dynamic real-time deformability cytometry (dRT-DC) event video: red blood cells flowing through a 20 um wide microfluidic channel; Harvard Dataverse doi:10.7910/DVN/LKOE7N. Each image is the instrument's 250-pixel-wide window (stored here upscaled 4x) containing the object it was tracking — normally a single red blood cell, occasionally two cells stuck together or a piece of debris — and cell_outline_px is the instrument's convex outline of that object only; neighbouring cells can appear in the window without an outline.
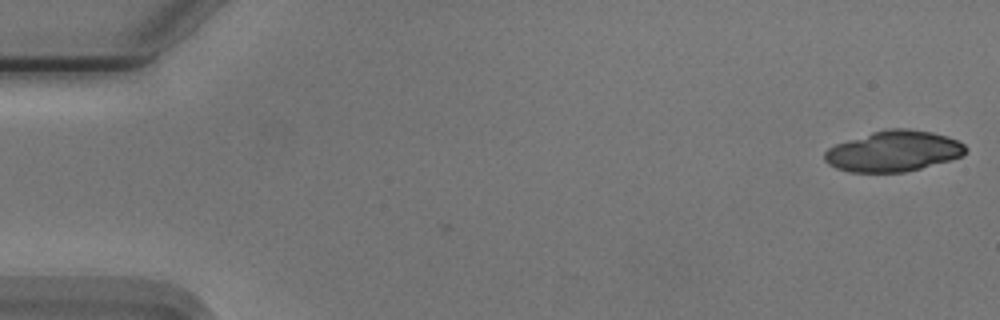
{"species": "Egyptian fruit bat (a non-hibernating species)", "species_latin": "Rousettus aegyptiacus", "temperature_condition": "cold", "stored_images_in_passage": 3, "camera_frame_rate_fps": 3000, "um_per_image_px": 0.085, "animal": {"sex": "male"}, "frame": {"image": 1, "passage_image": 1, "time_ms": 0.0, "image_size_px": [1000, 320], "cell_outline_px": [[968, 148], [964, 156], [952, 160], [904, 172], [848, 172], [836, 168], [828, 164], [824, 160], [824, 152], [828, 148], [836, 144], [872, 132], [888, 128], [908, 128], [932, 132], [948, 136], [964, 144]], "centroid_in_image_um": [75.97, 12.85], "position_along_channel_um": 9.0, "area_um2": 33.64}}